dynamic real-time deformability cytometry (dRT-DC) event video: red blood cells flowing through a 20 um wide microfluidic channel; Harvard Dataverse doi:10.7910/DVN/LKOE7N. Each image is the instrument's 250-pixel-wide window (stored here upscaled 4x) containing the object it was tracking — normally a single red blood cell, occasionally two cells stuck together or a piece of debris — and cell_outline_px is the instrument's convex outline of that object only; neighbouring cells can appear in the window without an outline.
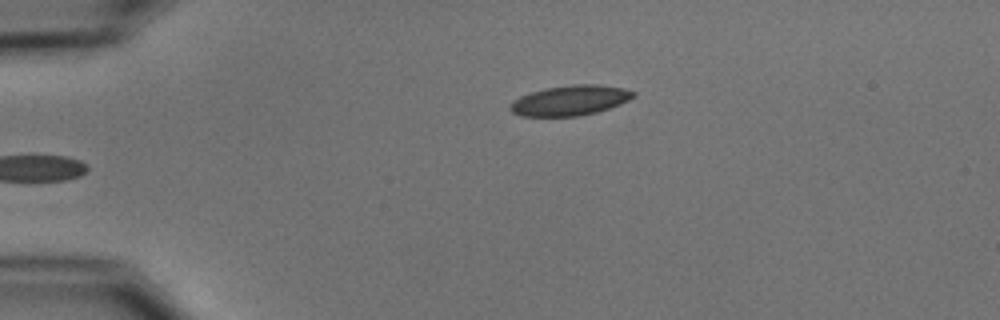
{"species": "common noctule bat (a hibernating species)", "species_latin": "Nyctalus noctula", "temperature_condition": "cold", "stored_images_in_passage": 4, "camera_frame_rate_fps": 3000, "um_per_image_px": 0.085, "animal": {"sex": "male", "body_mass_g": 15.6}, "frame": {"image": 1, "passage_image": 4, "time_ms": 4.333, "image_size_px": [1000, 320], "cell_outline_px": [[636, 96], [620, 104], [596, 112], [580, 116], [520, 116], [512, 112], [508, 108], [512, 100], [520, 96], [544, 88], [572, 84], [600, 84], [624, 88], [636, 92]], "centroid_in_image_um": [48.45, 8.53], "position_along_channel_um": 36.5, "area_um2": 21.79}}